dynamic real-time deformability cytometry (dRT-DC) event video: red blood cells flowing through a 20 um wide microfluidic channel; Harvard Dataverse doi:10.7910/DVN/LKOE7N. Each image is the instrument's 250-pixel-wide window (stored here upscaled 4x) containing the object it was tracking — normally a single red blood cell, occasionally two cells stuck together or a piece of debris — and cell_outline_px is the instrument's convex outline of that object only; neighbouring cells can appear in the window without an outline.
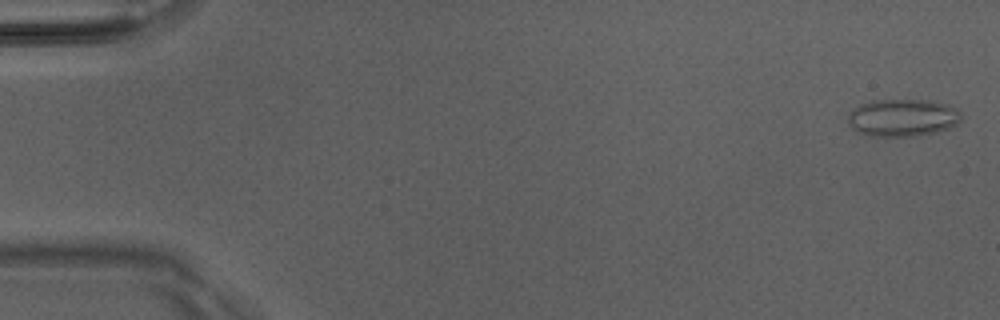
{"species": "Egyptian fruit bat (a non-hibernating species)", "species_latin": "Rousettus aegyptiacus", "temperature_condition": "room temperature", "stored_images_in_passage": 50, "camera_frame_rate_fps": 3000, "um_per_image_px": 0.085, "animal": {"sex": "male"}, "frame": {"image": 1, "passage_image": 1, "time_ms": 0.0, "image_size_px": [1000, 320], "cell_outline_px": [[960, 124], [936, 132], [920, 136], [872, 136], [856, 132], [848, 124], [848, 112], [852, 108], [860, 104], [872, 100], [932, 100], [948, 104], [956, 108], [960, 112]], "centroid_in_image_um": [76.71, 10.0], "position_along_channel_um": 8.3, "area_um2": 25.14}}
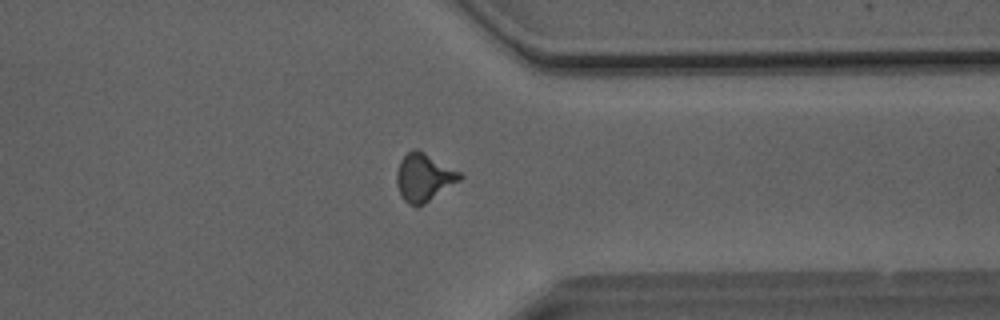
{"frame": {"image": 2, "passage_image": 39, "time_ms": 12.667, "image_size_px": [1000, 320], "cell_outline_px": [[464, 176], [460, 180], [424, 204], [416, 208], [408, 204], [400, 196], [396, 184], [396, 172], [400, 160], [412, 148], [416, 148], [424, 152], [460, 172]], "centroid_in_image_um": [35.99, 15.09], "position_along_channel_um": 375.4, "area_um2": 17.69}}
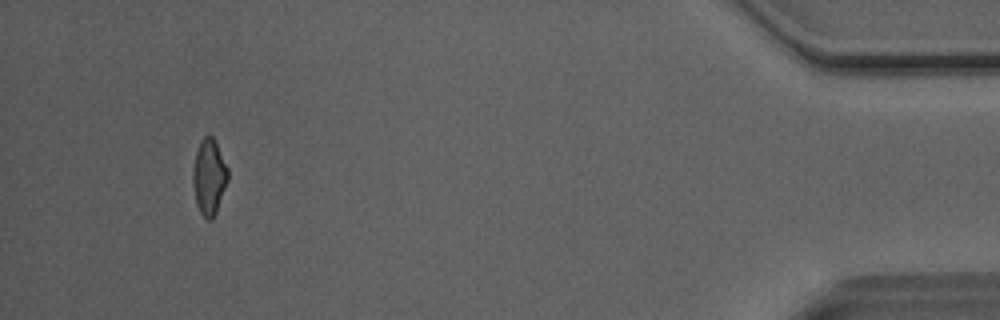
{"frame": {"image": 3, "passage_image": 47, "time_ms": 15.333, "image_size_px": [1000, 320], "cell_outline_px": [[228, 180], [216, 212], [212, 220], [208, 220], [200, 212], [196, 204], [192, 184], [192, 176], [196, 152], [200, 140], [208, 132], [212, 136], [228, 168]], "centroid_in_image_um": [17.76, 15.03], "position_along_channel_um": 417.4, "area_um2": 15.43}, "authors_computed_cell_mechanics": {"area_um2": 16.6175, "velocity_mm_per_s": 4.1063, "shape_relaxation_time_tau1_ms": null, "shape_relaxation_time_tau2_ms": 1.1397, "deformation_change_tau1": null, "deformation_change_tau2": 0.0758}}